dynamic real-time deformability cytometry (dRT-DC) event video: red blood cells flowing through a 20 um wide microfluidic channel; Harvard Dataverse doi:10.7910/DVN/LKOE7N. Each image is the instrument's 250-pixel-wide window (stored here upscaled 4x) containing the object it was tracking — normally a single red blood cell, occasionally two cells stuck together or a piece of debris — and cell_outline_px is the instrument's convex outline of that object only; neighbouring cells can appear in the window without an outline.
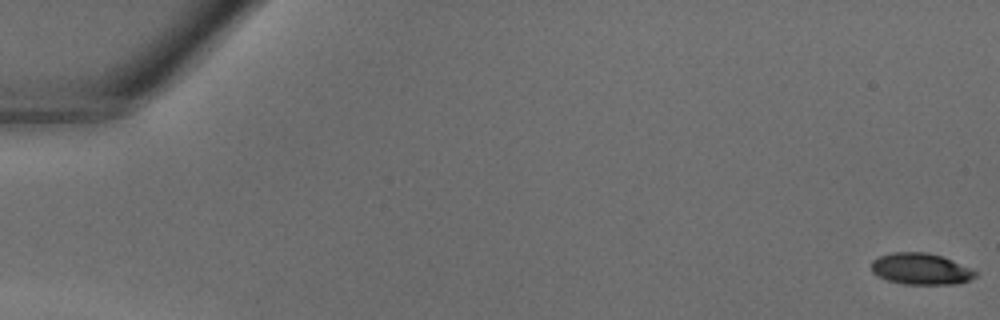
{"species": "common noctule bat (a hibernating species)", "species_latin": "Nyctalus noctula", "temperature_condition": "warm", "stored_images_in_passage": 41, "camera_frame_rate_fps": 3000, "um_per_image_px": 0.085, "animal": {"sex": "male", "body_mass_g": 18.8}, "frame": {"image": 1, "passage_image": 1, "time_ms": 0.0, "image_size_px": [1000, 320], "cell_outline_px": [[980, 272], [976, 276], [960, 284], [904, 284], [888, 280], [872, 272], [872, 260], [880, 256], [892, 252], [928, 252], [952, 260], [972, 268]], "centroid_in_image_um": [78.32, 22.86], "position_along_channel_um": 6.7, "area_um2": 19.07}}
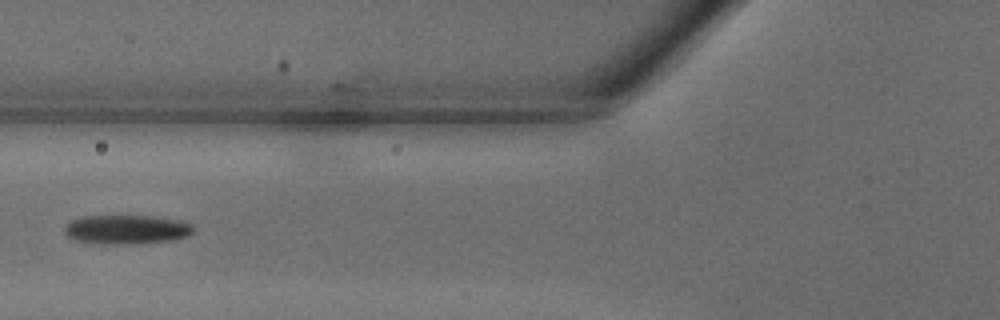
{"frame": {"image": 2, "passage_image": 17, "time_ms": 5.333, "image_size_px": [1000, 320], "cell_outline_px": [[192, 232], [188, 236], [168, 240], [144, 244], [100, 244], [72, 240], [64, 232], [64, 228], [72, 220], [80, 216], [152, 216], [180, 220], [192, 224]], "centroid_in_image_um": [10.73, 19.51], "position_along_channel_um": 115.1, "area_um2": 22.02}}
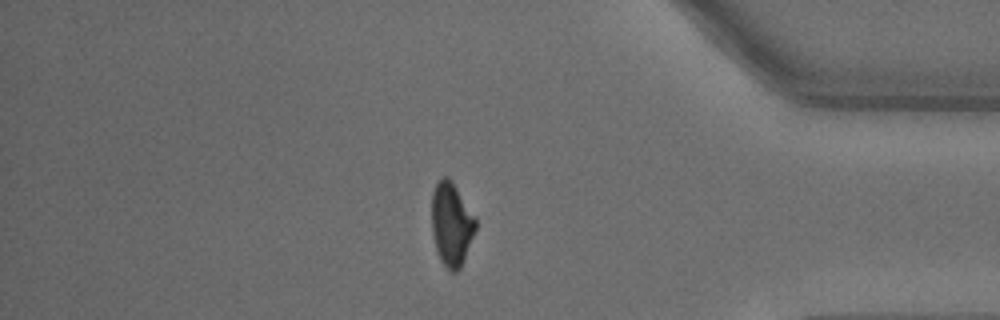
{"frame": {"image": 3, "passage_image": 35, "time_ms": 11.333, "image_size_px": [1000, 320], "cell_outline_px": [[476, 228], [464, 260], [460, 268], [456, 272], [452, 272], [440, 260], [432, 236], [432, 192], [436, 180], [444, 176], [448, 176], [452, 180], [476, 216]], "centroid_in_image_um": [38.37, 19.0], "position_along_channel_um": 396.8, "area_um2": 21.62}}